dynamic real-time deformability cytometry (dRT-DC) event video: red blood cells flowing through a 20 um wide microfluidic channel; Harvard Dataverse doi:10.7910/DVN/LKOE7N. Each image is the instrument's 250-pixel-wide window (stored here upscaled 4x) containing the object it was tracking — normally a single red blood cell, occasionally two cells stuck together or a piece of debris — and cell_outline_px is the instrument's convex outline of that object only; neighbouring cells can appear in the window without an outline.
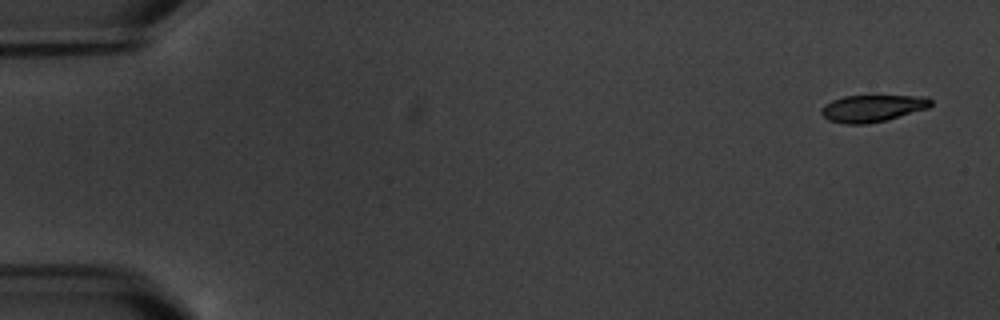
{"species": "common noctule bat (a hibernating species)", "species_latin": "Nyctalus noctula", "temperature_condition": "warm", "stored_images_in_passage": 3, "camera_frame_rate_fps": 3000, "um_per_image_px": 0.085, "animal": {"sex": "male", "body_mass_g": 20.1, "forearm_length_mm": 53.5}, "frame": {"image": 1, "passage_image": 1, "time_ms": 0.0, "image_size_px": [1000, 320], "cell_outline_px": [[932, 104], [928, 108], [888, 120], [864, 124], [844, 124], [828, 120], [820, 112], [820, 108], [824, 104], [832, 100], [844, 96], [928, 96], [932, 100]], "centroid_in_image_um": [74.15, 9.21], "position_along_channel_um": 10.8, "area_um2": 17.34}}